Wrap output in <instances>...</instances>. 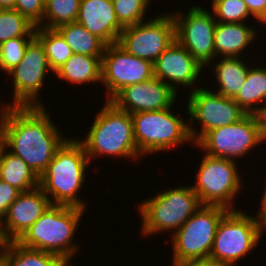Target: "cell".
Here are the masks:
<instances>
[{"instance_id": "cell-8", "label": "cell", "mask_w": 266, "mask_h": 266, "mask_svg": "<svg viewBox=\"0 0 266 266\" xmlns=\"http://www.w3.org/2000/svg\"><path fill=\"white\" fill-rule=\"evenodd\" d=\"M236 161L204 155L192 185L202 205L236 210L233 204L242 186ZM235 208H234V207Z\"/></svg>"}, {"instance_id": "cell-20", "label": "cell", "mask_w": 266, "mask_h": 266, "mask_svg": "<svg viewBox=\"0 0 266 266\" xmlns=\"http://www.w3.org/2000/svg\"><path fill=\"white\" fill-rule=\"evenodd\" d=\"M246 25L245 23H216L215 58L242 56V51H245L247 46L253 43L259 33L255 31L256 28Z\"/></svg>"}, {"instance_id": "cell-30", "label": "cell", "mask_w": 266, "mask_h": 266, "mask_svg": "<svg viewBox=\"0 0 266 266\" xmlns=\"http://www.w3.org/2000/svg\"><path fill=\"white\" fill-rule=\"evenodd\" d=\"M116 18L125 28L146 21L144 16L152 0H112Z\"/></svg>"}, {"instance_id": "cell-42", "label": "cell", "mask_w": 266, "mask_h": 266, "mask_svg": "<svg viewBox=\"0 0 266 266\" xmlns=\"http://www.w3.org/2000/svg\"><path fill=\"white\" fill-rule=\"evenodd\" d=\"M3 244H4V242H3L2 238H1V235H0V251L2 249Z\"/></svg>"}, {"instance_id": "cell-28", "label": "cell", "mask_w": 266, "mask_h": 266, "mask_svg": "<svg viewBox=\"0 0 266 266\" xmlns=\"http://www.w3.org/2000/svg\"><path fill=\"white\" fill-rule=\"evenodd\" d=\"M80 3L81 0H47L43 22L38 27L55 29L62 24L76 22Z\"/></svg>"}, {"instance_id": "cell-11", "label": "cell", "mask_w": 266, "mask_h": 266, "mask_svg": "<svg viewBox=\"0 0 266 266\" xmlns=\"http://www.w3.org/2000/svg\"><path fill=\"white\" fill-rule=\"evenodd\" d=\"M262 143L257 115L247 114L233 124L206 132L194 145L209 156L235 161Z\"/></svg>"}, {"instance_id": "cell-6", "label": "cell", "mask_w": 266, "mask_h": 266, "mask_svg": "<svg viewBox=\"0 0 266 266\" xmlns=\"http://www.w3.org/2000/svg\"><path fill=\"white\" fill-rule=\"evenodd\" d=\"M251 216L242 210H229L219 222L209 259L218 266H236L258 245L262 229L258 212Z\"/></svg>"}, {"instance_id": "cell-23", "label": "cell", "mask_w": 266, "mask_h": 266, "mask_svg": "<svg viewBox=\"0 0 266 266\" xmlns=\"http://www.w3.org/2000/svg\"><path fill=\"white\" fill-rule=\"evenodd\" d=\"M0 179L20 192H28L39 187V177L18 156L2 148L0 156Z\"/></svg>"}, {"instance_id": "cell-22", "label": "cell", "mask_w": 266, "mask_h": 266, "mask_svg": "<svg viewBox=\"0 0 266 266\" xmlns=\"http://www.w3.org/2000/svg\"><path fill=\"white\" fill-rule=\"evenodd\" d=\"M102 57L74 54L54 74L70 84L101 82Z\"/></svg>"}, {"instance_id": "cell-19", "label": "cell", "mask_w": 266, "mask_h": 266, "mask_svg": "<svg viewBox=\"0 0 266 266\" xmlns=\"http://www.w3.org/2000/svg\"><path fill=\"white\" fill-rule=\"evenodd\" d=\"M76 22L106 45L117 43L124 29L116 18L112 0H81Z\"/></svg>"}, {"instance_id": "cell-31", "label": "cell", "mask_w": 266, "mask_h": 266, "mask_svg": "<svg viewBox=\"0 0 266 266\" xmlns=\"http://www.w3.org/2000/svg\"><path fill=\"white\" fill-rule=\"evenodd\" d=\"M211 6L217 22L244 23L251 15L243 0H213Z\"/></svg>"}, {"instance_id": "cell-29", "label": "cell", "mask_w": 266, "mask_h": 266, "mask_svg": "<svg viewBox=\"0 0 266 266\" xmlns=\"http://www.w3.org/2000/svg\"><path fill=\"white\" fill-rule=\"evenodd\" d=\"M36 26L16 9H0V43L16 37H34Z\"/></svg>"}, {"instance_id": "cell-12", "label": "cell", "mask_w": 266, "mask_h": 266, "mask_svg": "<svg viewBox=\"0 0 266 266\" xmlns=\"http://www.w3.org/2000/svg\"><path fill=\"white\" fill-rule=\"evenodd\" d=\"M175 40L172 13L165 12L153 19L125 27L117 44L127 53L154 63Z\"/></svg>"}, {"instance_id": "cell-18", "label": "cell", "mask_w": 266, "mask_h": 266, "mask_svg": "<svg viewBox=\"0 0 266 266\" xmlns=\"http://www.w3.org/2000/svg\"><path fill=\"white\" fill-rule=\"evenodd\" d=\"M153 68L154 77L163 81L175 92L178 91L177 85L188 88L193 84V87L204 69L177 40L156 59Z\"/></svg>"}, {"instance_id": "cell-37", "label": "cell", "mask_w": 266, "mask_h": 266, "mask_svg": "<svg viewBox=\"0 0 266 266\" xmlns=\"http://www.w3.org/2000/svg\"><path fill=\"white\" fill-rule=\"evenodd\" d=\"M260 200H261L260 201L261 208H259L258 214H259V219H260V224H261V229H262V234H263V232H265L264 230L266 229V189L265 191H263V195Z\"/></svg>"}, {"instance_id": "cell-27", "label": "cell", "mask_w": 266, "mask_h": 266, "mask_svg": "<svg viewBox=\"0 0 266 266\" xmlns=\"http://www.w3.org/2000/svg\"><path fill=\"white\" fill-rule=\"evenodd\" d=\"M35 36L44 47L49 67L53 73L59 70L73 55L69 45L55 29L36 27Z\"/></svg>"}, {"instance_id": "cell-16", "label": "cell", "mask_w": 266, "mask_h": 266, "mask_svg": "<svg viewBox=\"0 0 266 266\" xmlns=\"http://www.w3.org/2000/svg\"><path fill=\"white\" fill-rule=\"evenodd\" d=\"M178 93L160 79H152L126 86L110 101L127 113L150 112L173 106Z\"/></svg>"}, {"instance_id": "cell-3", "label": "cell", "mask_w": 266, "mask_h": 266, "mask_svg": "<svg viewBox=\"0 0 266 266\" xmlns=\"http://www.w3.org/2000/svg\"><path fill=\"white\" fill-rule=\"evenodd\" d=\"M84 212L77 207L50 204L16 242L26 248L55 254L69 264L79 251L73 237Z\"/></svg>"}, {"instance_id": "cell-2", "label": "cell", "mask_w": 266, "mask_h": 266, "mask_svg": "<svg viewBox=\"0 0 266 266\" xmlns=\"http://www.w3.org/2000/svg\"><path fill=\"white\" fill-rule=\"evenodd\" d=\"M89 164L83 145L75 137L68 138L39 177V187L51 204L86 209L78 192L86 183Z\"/></svg>"}, {"instance_id": "cell-35", "label": "cell", "mask_w": 266, "mask_h": 266, "mask_svg": "<svg viewBox=\"0 0 266 266\" xmlns=\"http://www.w3.org/2000/svg\"><path fill=\"white\" fill-rule=\"evenodd\" d=\"M253 18L266 26V0H243Z\"/></svg>"}, {"instance_id": "cell-38", "label": "cell", "mask_w": 266, "mask_h": 266, "mask_svg": "<svg viewBox=\"0 0 266 266\" xmlns=\"http://www.w3.org/2000/svg\"><path fill=\"white\" fill-rule=\"evenodd\" d=\"M263 142H266V104L256 113Z\"/></svg>"}, {"instance_id": "cell-10", "label": "cell", "mask_w": 266, "mask_h": 266, "mask_svg": "<svg viewBox=\"0 0 266 266\" xmlns=\"http://www.w3.org/2000/svg\"><path fill=\"white\" fill-rule=\"evenodd\" d=\"M187 109L190 118L188 129L190 138L195 144L206 132L233 124L247 115L233 98L224 97L207 88L189 90ZM198 121L200 132L193 128Z\"/></svg>"}, {"instance_id": "cell-25", "label": "cell", "mask_w": 266, "mask_h": 266, "mask_svg": "<svg viewBox=\"0 0 266 266\" xmlns=\"http://www.w3.org/2000/svg\"><path fill=\"white\" fill-rule=\"evenodd\" d=\"M55 30L63 37L74 54L102 57L106 44L77 22L66 23Z\"/></svg>"}, {"instance_id": "cell-40", "label": "cell", "mask_w": 266, "mask_h": 266, "mask_svg": "<svg viewBox=\"0 0 266 266\" xmlns=\"http://www.w3.org/2000/svg\"><path fill=\"white\" fill-rule=\"evenodd\" d=\"M0 266H6L5 258L1 253H0Z\"/></svg>"}, {"instance_id": "cell-33", "label": "cell", "mask_w": 266, "mask_h": 266, "mask_svg": "<svg viewBox=\"0 0 266 266\" xmlns=\"http://www.w3.org/2000/svg\"><path fill=\"white\" fill-rule=\"evenodd\" d=\"M20 14L38 27L43 22L45 2L43 0H15V7Z\"/></svg>"}, {"instance_id": "cell-9", "label": "cell", "mask_w": 266, "mask_h": 266, "mask_svg": "<svg viewBox=\"0 0 266 266\" xmlns=\"http://www.w3.org/2000/svg\"><path fill=\"white\" fill-rule=\"evenodd\" d=\"M228 211L221 206L202 205L170 236L172 260L209 259L217 226Z\"/></svg>"}, {"instance_id": "cell-5", "label": "cell", "mask_w": 266, "mask_h": 266, "mask_svg": "<svg viewBox=\"0 0 266 266\" xmlns=\"http://www.w3.org/2000/svg\"><path fill=\"white\" fill-rule=\"evenodd\" d=\"M138 206L142 217L141 234L146 237L170 230V235L174 234L202 204L192 185H186L160 191Z\"/></svg>"}, {"instance_id": "cell-21", "label": "cell", "mask_w": 266, "mask_h": 266, "mask_svg": "<svg viewBox=\"0 0 266 266\" xmlns=\"http://www.w3.org/2000/svg\"><path fill=\"white\" fill-rule=\"evenodd\" d=\"M242 58L243 56L241 58L221 57L220 61L211 67L219 85L217 91L212 90L213 92L233 99L237 96L244 85L250 67L249 63L246 64L241 60Z\"/></svg>"}, {"instance_id": "cell-13", "label": "cell", "mask_w": 266, "mask_h": 266, "mask_svg": "<svg viewBox=\"0 0 266 266\" xmlns=\"http://www.w3.org/2000/svg\"><path fill=\"white\" fill-rule=\"evenodd\" d=\"M175 39L203 66L215 61L214 32L216 19L204 7L193 5L187 14L172 13Z\"/></svg>"}, {"instance_id": "cell-7", "label": "cell", "mask_w": 266, "mask_h": 266, "mask_svg": "<svg viewBox=\"0 0 266 266\" xmlns=\"http://www.w3.org/2000/svg\"><path fill=\"white\" fill-rule=\"evenodd\" d=\"M171 108L131 114L134 139L142 157L167 152L185 142L193 144L188 123L180 115L173 114Z\"/></svg>"}, {"instance_id": "cell-39", "label": "cell", "mask_w": 266, "mask_h": 266, "mask_svg": "<svg viewBox=\"0 0 266 266\" xmlns=\"http://www.w3.org/2000/svg\"><path fill=\"white\" fill-rule=\"evenodd\" d=\"M15 0H0V9H14Z\"/></svg>"}, {"instance_id": "cell-41", "label": "cell", "mask_w": 266, "mask_h": 266, "mask_svg": "<svg viewBox=\"0 0 266 266\" xmlns=\"http://www.w3.org/2000/svg\"><path fill=\"white\" fill-rule=\"evenodd\" d=\"M4 147V144H3V141L1 139V136H0V156H1V153H2V148Z\"/></svg>"}, {"instance_id": "cell-14", "label": "cell", "mask_w": 266, "mask_h": 266, "mask_svg": "<svg viewBox=\"0 0 266 266\" xmlns=\"http://www.w3.org/2000/svg\"><path fill=\"white\" fill-rule=\"evenodd\" d=\"M49 67L44 47L40 40L34 36L27 44L26 51L20 63L8 73L13 78V103H3L4 106L28 107L43 106L39 101V93ZM7 104V105H6Z\"/></svg>"}, {"instance_id": "cell-4", "label": "cell", "mask_w": 266, "mask_h": 266, "mask_svg": "<svg viewBox=\"0 0 266 266\" xmlns=\"http://www.w3.org/2000/svg\"><path fill=\"white\" fill-rule=\"evenodd\" d=\"M95 115L89 132L84 139L77 140L83 145L90 162L98 156L132 158L142 157L134 139L133 119L130 113L118 109L111 101L105 102ZM94 157V158H93Z\"/></svg>"}, {"instance_id": "cell-26", "label": "cell", "mask_w": 266, "mask_h": 266, "mask_svg": "<svg viewBox=\"0 0 266 266\" xmlns=\"http://www.w3.org/2000/svg\"><path fill=\"white\" fill-rule=\"evenodd\" d=\"M0 253L5 258L6 266H65L67 264L55 254L23 247L16 241L4 243Z\"/></svg>"}, {"instance_id": "cell-1", "label": "cell", "mask_w": 266, "mask_h": 266, "mask_svg": "<svg viewBox=\"0 0 266 266\" xmlns=\"http://www.w3.org/2000/svg\"><path fill=\"white\" fill-rule=\"evenodd\" d=\"M0 136L4 147L40 177L67 138L44 106H2ZM47 112V113H46Z\"/></svg>"}, {"instance_id": "cell-15", "label": "cell", "mask_w": 266, "mask_h": 266, "mask_svg": "<svg viewBox=\"0 0 266 266\" xmlns=\"http://www.w3.org/2000/svg\"><path fill=\"white\" fill-rule=\"evenodd\" d=\"M154 77L153 63L127 53L117 43L106 45L102 56L101 83L110 101L126 86Z\"/></svg>"}, {"instance_id": "cell-34", "label": "cell", "mask_w": 266, "mask_h": 266, "mask_svg": "<svg viewBox=\"0 0 266 266\" xmlns=\"http://www.w3.org/2000/svg\"><path fill=\"white\" fill-rule=\"evenodd\" d=\"M20 193L18 189L0 179V222Z\"/></svg>"}, {"instance_id": "cell-17", "label": "cell", "mask_w": 266, "mask_h": 266, "mask_svg": "<svg viewBox=\"0 0 266 266\" xmlns=\"http://www.w3.org/2000/svg\"><path fill=\"white\" fill-rule=\"evenodd\" d=\"M51 204L43 190L38 187L21 192L8 207L0 222V235L4 243L17 241L44 213Z\"/></svg>"}, {"instance_id": "cell-24", "label": "cell", "mask_w": 266, "mask_h": 266, "mask_svg": "<svg viewBox=\"0 0 266 266\" xmlns=\"http://www.w3.org/2000/svg\"><path fill=\"white\" fill-rule=\"evenodd\" d=\"M234 101L247 114H256L266 104L265 66H261V68L260 66L256 67V65L255 67H249L244 85L234 98Z\"/></svg>"}, {"instance_id": "cell-36", "label": "cell", "mask_w": 266, "mask_h": 266, "mask_svg": "<svg viewBox=\"0 0 266 266\" xmlns=\"http://www.w3.org/2000/svg\"><path fill=\"white\" fill-rule=\"evenodd\" d=\"M172 266H218L210 259L201 260H173Z\"/></svg>"}, {"instance_id": "cell-32", "label": "cell", "mask_w": 266, "mask_h": 266, "mask_svg": "<svg viewBox=\"0 0 266 266\" xmlns=\"http://www.w3.org/2000/svg\"><path fill=\"white\" fill-rule=\"evenodd\" d=\"M32 38L16 37L0 43V69L7 74L13 70L23 59L27 44Z\"/></svg>"}]
</instances>
